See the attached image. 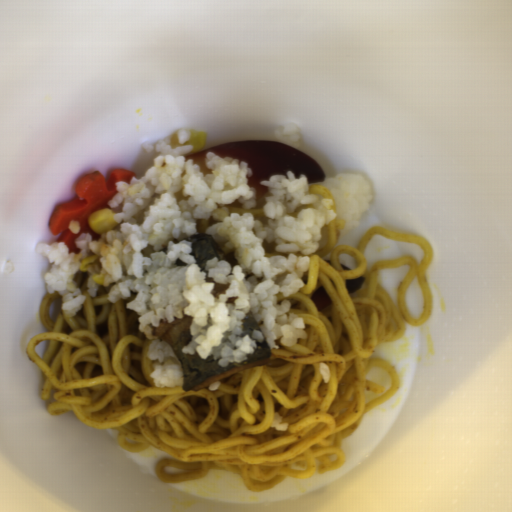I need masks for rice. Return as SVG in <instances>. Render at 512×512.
<instances>
[{
  "label": "rice",
  "instance_id": "acb35da6",
  "mask_svg": "<svg viewBox=\"0 0 512 512\" xmlns=\"http://www.w3.org/2000/svg\"><path fill=\"white\" fill-rule=\"evenodd\" d=\"M289 426V422L283 420V415H279L278 412H274L271 428H275L278 431H285Z\"/></svg>",
  "mask_w": 512,
  "mask_h": 512
},
{
  "label": "rice",
  "instance_id": "e3fd555f",
  "mask_svg": "<svg viewBox=\"0 0 512 512\" xmlns=\"http://www.w3.org/2000/svg\"><path fill=\"white\" fill-rule=\"evenodd\" d=\"M68 228H69V231L72 232L74 235L78 234L81 229L80 222H78L76 220H71L70 222H68Z\"/></svg>",
  "mask_w": 512,
  "mask_h": 512
},
{
  "label": "rice",
  "instance_id": "b023fe2a",
  "mask_svg": "<svg viewBox=\"0 0 512 512\" xmlns=\"http://www.w3.org/2000/svg\"><path fill=\"white\" fill-rule=\"evenodd\" d=\"M319 373L322 375L324 382H328L331 375V370L326 363H320L319 365Z\"/></svg>",
  "mask_w": 512,
  "mask_h": 512
},
{
  "label": "rice",
  "instance_id": "023b6e5f",
  "mask_svg": "<svg viewBox=\"0 0 512 512\" xmlns=\"http://www.w3.org/2000/svg\"><path fill=\"white\" fill-rule=\"evenodd\" d=\"M325 187L335 203V215L345 221L339 231V240L358 225L362 213L368 210L373 192L366 178L361 174L338 173L324 177L323 181L311 183Z\"/></svg>",
  "mask_w": 512,
  "mask_h": 512
},
{
  "label": "rice",
  "instance_id": "a3056103",
  "mask_svg": "<svg viewBox=\"0 0 512 512\" xmlns=\"http://www.w3.org/2000/svg\"><path fill=\"white\" fill-rule=\"evenodd\" d=\"M220 386H221V381H219L218 379L214 380L213 382L210 383L209 390H211V391L218 390Z\"/></svg>",
  "mask_w": 512,
  "mask_h": 512
},
{
  "label": "rice",
  "instance_id": "8eca5e8b",
  "mask_svg": "<svg viewBox=\"0 0 512 512\" xmlns=\"http://www.w3.org/2000/svg\"><path fill=\"white\" fill-rule=\"evenodd\" d=\"M273 135L278 142L293 147H299L301 143V133L296 123L290 122L285 126L275 127Z\"/></svg>",
  "mask_w": 512,
  "mask_h": 512
},
{
  "label": "rice",
  "instance_id": "652b925c",
  "mask_svg": "<svg viewBox=\"0 0 512 512\" xmlns=\"http://www.w3.org/2000/svg\"><path fill=\"white\" fill-rule=\"evenodd\" d=\"M190 132L180 130L166 139L145 142L152 154L150 168L131 181L116 183L108 202L116 226L76 239L79 253L64 242L40 243L36 253L47 256L50 266L43 277L47 293H59L68 316L77 315L86 297L74 282L83 261L97 256L86 270L87 292L99 287L93 278L106 272L102 286L107 300L136 297L126 308L138 315V328L150 343L146 356L154 364L150 374L156 388L183 385L184 372L167 342L154 335L161 322L191 317L190 343L185 354L213 357L217 366L240 364L257 343L268 349L294 346L307 339L305 322L290 308L289 297L303 287L310 257L319 249L322 228L336 219L333 200L319 199L304 175L294 172L272 176L261 184L268 190L262 224L252 213L228 214L235 201L243 209L256 207L255 191L248 180L252 168L246 160L206 154L208 173L200 163L185 159L193 150ZM215 237L223 251L236 257L230 267L212 258L206 264L217 292L196 265L186 238L199 232ZM253 311L261 332L241 334L244 316Z\"/></svg>",
  "mask_w": 512,
  "mask_h": 512
}]
</instances>
